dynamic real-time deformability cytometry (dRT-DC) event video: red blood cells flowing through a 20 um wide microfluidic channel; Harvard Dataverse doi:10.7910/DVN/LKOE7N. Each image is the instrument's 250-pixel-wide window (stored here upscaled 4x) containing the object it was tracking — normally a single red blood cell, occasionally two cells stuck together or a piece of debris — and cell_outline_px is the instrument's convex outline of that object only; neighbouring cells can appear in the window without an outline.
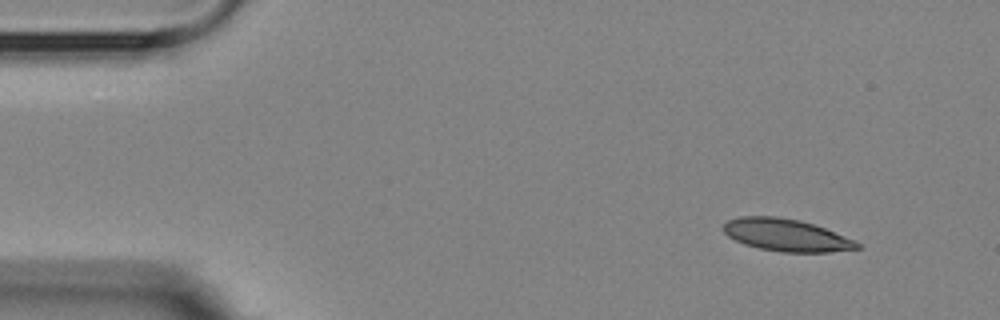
{"species": "Egyptian fruit bat (a non-hibernating species)", "species_latin": "Rousettus aegyptiacus", "temperature_condition": "room temperature", "stored_images_in_passage": 4, "segment_of_instrument_passage": [1, 2], "camera_frame_rate_fps": 3000, "um_per_image_px": 0.085, "animal": {"sex": "female"}, "frame": {"image": 1, "passage_image": 1, "time_ms": 0.0, "image_size_px": [1000, 320], "cell_outline_px": [[860, 248], [832, 252], [780, 252], [760, 248], [744, 244], [728, 236], [724, 232], [724, 224], [728, 220], [740, 216], [776, 216], [800, 220], [824, 228], [856, 240], [860, 244]], "centroid_in_image_um": [66.84, 19.98], "position_along_channel_um": 18.2, "area_um2": 25.09}}